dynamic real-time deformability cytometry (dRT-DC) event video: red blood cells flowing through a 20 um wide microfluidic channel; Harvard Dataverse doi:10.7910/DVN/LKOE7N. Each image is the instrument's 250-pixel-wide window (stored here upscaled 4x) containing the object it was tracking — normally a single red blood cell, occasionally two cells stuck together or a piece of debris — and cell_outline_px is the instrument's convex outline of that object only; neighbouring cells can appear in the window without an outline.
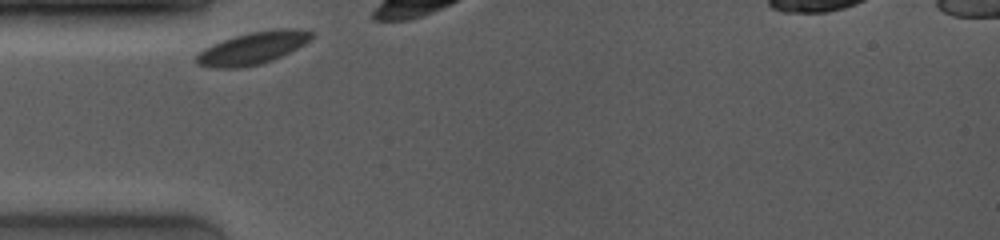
{"species": "common noctule bat (a hibernating species)", "species_latin": "Nyctalus noctula", "temperature_condition": "room temperature", "stored_images_in_passage": 8, "camera_frame_rate_fps": 4000, "um_per_image_px": 0.085, "animal": {"sex": "female", "body_mass_g": 19.0, "forearm_length_mm": 53.3}, "frame": {"image": 1, "passage_image": 1, "time_ms": 0.0, "image_size_px": [1000, 240], "cell_outline_px": [[312, 36], [304, 44], [272, 60], [260, 64], [240, 68], [212, 68], [196, 64], [196, 56], [204, 48], [212, 44], [248, 32], [272, 28], [296, 28], [312, 32]], "centroid_in_image_um": [21.45, 4.08], "position_along_channel_um": 63.5, "area_um2": 21.56}}